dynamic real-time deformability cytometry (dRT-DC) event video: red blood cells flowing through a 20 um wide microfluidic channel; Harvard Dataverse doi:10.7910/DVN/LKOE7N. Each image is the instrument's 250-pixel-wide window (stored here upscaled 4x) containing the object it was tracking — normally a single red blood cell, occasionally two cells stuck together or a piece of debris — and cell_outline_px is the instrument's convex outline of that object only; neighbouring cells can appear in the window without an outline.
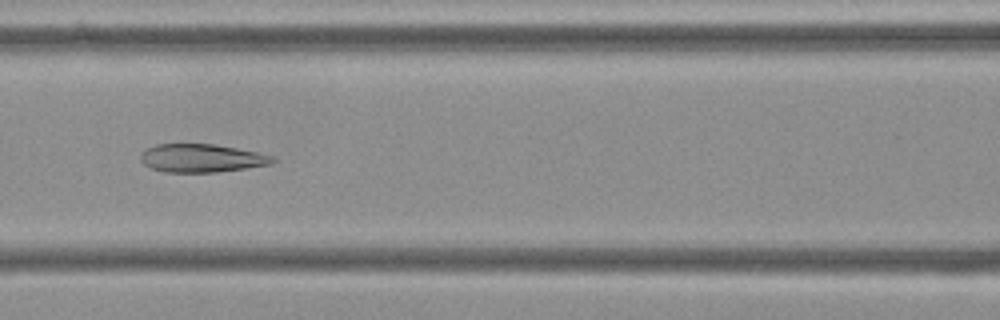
{"species": "Egyptian fruit bat (a non-hibernating species)", "species_latin": "Rousettus aegyptiacus", "temperature_condition": "cold", "stored_images_in_passage": 52, "camera_frame_rate_fps": 3000, "um_per_image_px": 0.085, "frame": {"image": 1, "passage_image": 23, "time_ms": 7.333, "image_size_px": [1000, 320], "cell_outline_px": [[276, 160], [272, 164], [216, 172], [164, 172], [152, 168], [144, 164], [140, 160], [140, 156], [144, 148], [156, 144], [216, 144], [276, 156]], "centroid_in_image_um": [17.12, 13.43], "position_along_channel_um": 149.5, "area_um2": 21.79}}
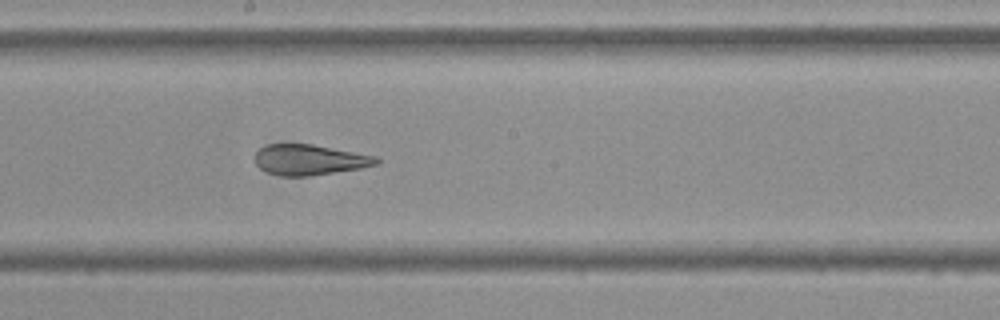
{"frame": {"image": 2, "passage_image": 29, "time_ms": 9.333, "image_size_px": [1000, 320], "cell_outline_px": [[380, 164], [360, 168], [308, 176], [280, 176], [268, 172], [260, 168], [256, 164], [256, 152], [260, 148], [268, 144], [312, 144], [376, 156], [380, 160]], "centroid_in_image_um": [26.32, 13.58], "position_along_channel_um": 221.9, "area_um2": 21.44}}
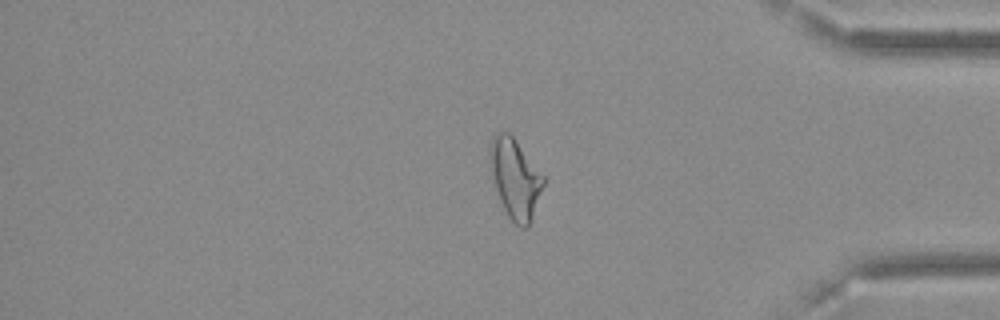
{"frame": {"image": 3, "passage_image": 45, "time_ms": 14.667, "image_size_px": [1000, 320], "cell_outline_px": [[544, 184], [528, 228], [520, 228], [508, 216], [500, 200], [488, 168], [488, 148], [492, 136], [500, 132], [508, 132], [512, 136], [544, 176]], "centroid_in_image_um": [43.74, 15.16], "position_along_channel_um": 391.5, "area_um2": 24.8}, "authors_computed_cell_mechanics": {"area_um2": 24.276, "velocity_mm_per_s": 3.6256, "shape_relaxation_time_tau1_ms": null, "shape_relaxation_time_tau2_ms": 2.2854, "deformation_change_tau1": null, "deformation_change_tau2": 0.0951}}